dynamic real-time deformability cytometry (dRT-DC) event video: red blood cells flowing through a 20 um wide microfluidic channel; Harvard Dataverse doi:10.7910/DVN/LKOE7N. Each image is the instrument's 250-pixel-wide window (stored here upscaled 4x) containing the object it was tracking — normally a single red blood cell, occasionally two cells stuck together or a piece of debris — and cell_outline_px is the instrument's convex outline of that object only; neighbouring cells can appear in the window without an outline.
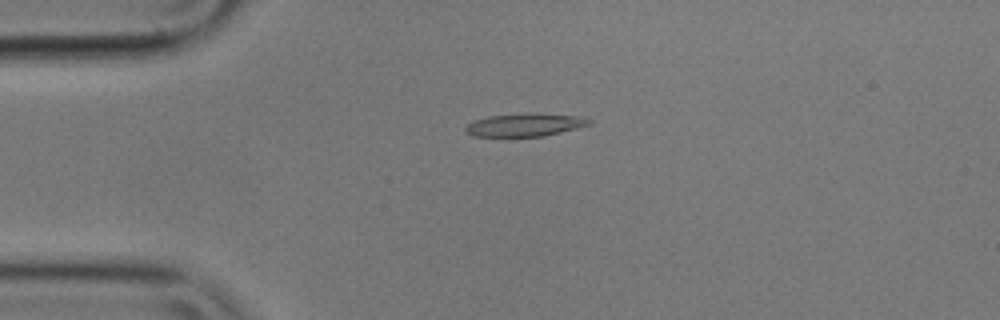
{"species": "common noctule bat (a hibernating species)", "species_latin": "Nyctalus noctula", "temperature_condition": "cold", "stored_images_in_passage": 4, "camera_frame_rate_fps": 3000, "um_per_image_px": 0.085, "animal": {"sex": "male", "body_mass_g": 17.9}, "frame": {"image": 1, "passage_image": 3, "time_ms": 0.667, "image_size_px": [1000, 320], "cell_outline_px": [[592, 124], [544, 136], [472, 136], [464, 132], [464, 128], [468, 124], [476, 120], [488, 116], [584, 116], [592, 120]], "centroid_in_image_um": [44.58, 10.67], "position_along_channel_um": 40.4, "area_um2": 15.37}}